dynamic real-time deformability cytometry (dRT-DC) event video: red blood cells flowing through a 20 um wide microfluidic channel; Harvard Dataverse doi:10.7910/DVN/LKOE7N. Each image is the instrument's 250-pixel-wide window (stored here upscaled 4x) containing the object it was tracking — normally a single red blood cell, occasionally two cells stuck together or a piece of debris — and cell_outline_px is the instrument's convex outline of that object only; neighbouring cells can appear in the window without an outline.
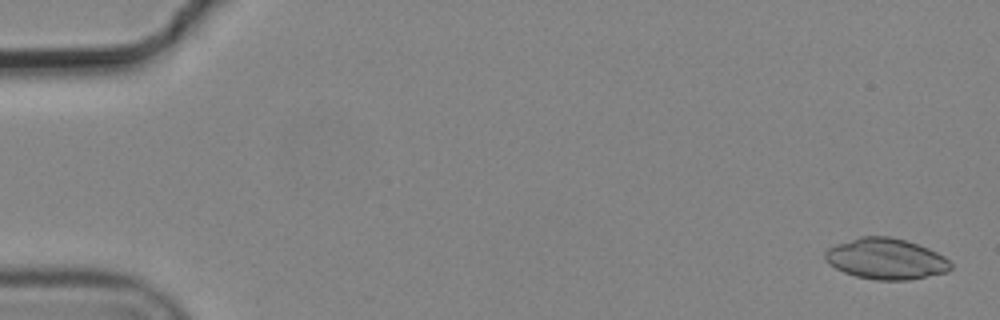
{"species": "common noctule bat (a hibernating species)", "species_latin": "Nyctalus noctula", "temperature_condition": "cold", "stored_images_in_passage": 6, "camera_frame_rate_fps": 3000, "um_per_image_px": 0.085, "animal": {"sex": "male", "body_mass_g": 19.2, "forearm_length_mm": 51.8}, "frame": {"image": 1, "passage_image": 1, "time_ms": 0.0, "image_size_px": [1000, 320], "cell_outline_px": [[952, 268], [948, 272], [908, 280], [876, 280], [856, 276], [844, 272], [836, 268], [824, 260], [824, 252], [828, 248], [836, 244], [860, 236], [888, 236], [904, 240], [928, 248], [944, 256], [952, 264]], "centroid_in_image_um": [75.3, 22.0], "position_along_channel_um": 9.7, "area_um2": 29.94}}